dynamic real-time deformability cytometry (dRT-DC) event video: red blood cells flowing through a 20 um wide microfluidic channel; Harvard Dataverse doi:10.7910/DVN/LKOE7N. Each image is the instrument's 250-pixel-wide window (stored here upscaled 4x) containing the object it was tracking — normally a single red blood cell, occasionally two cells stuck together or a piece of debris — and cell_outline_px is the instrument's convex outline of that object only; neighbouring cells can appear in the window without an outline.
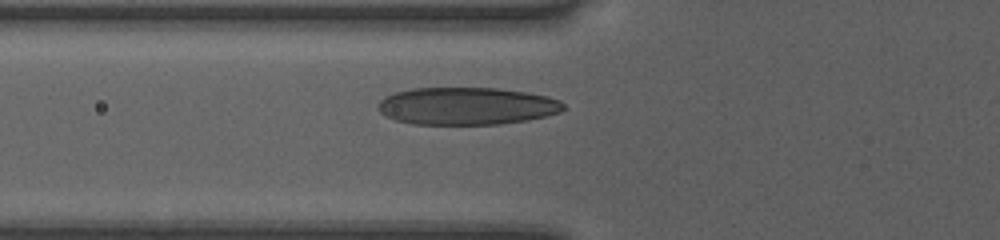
{"species": "human", "species_latin": "Homo sapiens", "temperature_condition": "room temperature", "stored_images_in_passage": 27, "camera_frame_rate_fps": 3000, "um_per_image_px": 0.085, "donor": {"sex": "female"}, "frame": {"image": 1, "passage_image": 3, "time_ms": 0.667, "image_size_px": [1000, 240], "cell_outline_px": [[564, 108], [560, 112], [528, 120], [500, 124], [412, 124], [396, 120], [380, 112], [376, 108], [376, 104], [384, 96], [396, 92], [412, 88], [496, 88], [528, 92], [548, 96], [560, 100], [564, 104]], "centroid_in_image_um": [39.66, 9.01], "position_along_channel_um": 86.1, "area_um2": 40.63}}
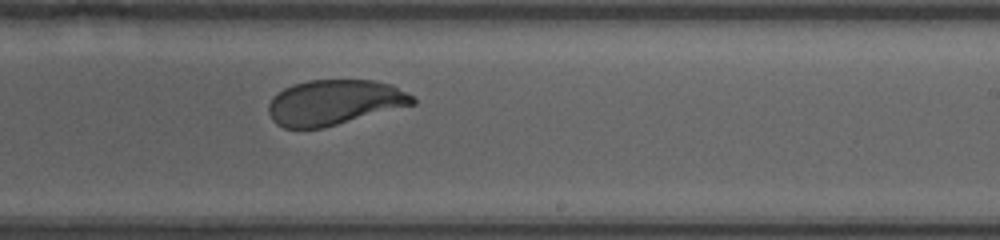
{"frame": {"image": 2, "passage_image": 16, "time_ms": 5.0, "image_size_px": [1000, 240], "cell_outline_px": [[416, 104], [324, 128], [284, 128], [276, 124], [272, 120], [268, 112], [268, 104], [272, 96], [284, 88], [292, 84], [308, 80], [376, 80], [392, 84], [416, 96]], "centroid_in_image_um": [28.44, 8.7], "position_along_channel_um": 260.6, "area_um2": 38.55}}
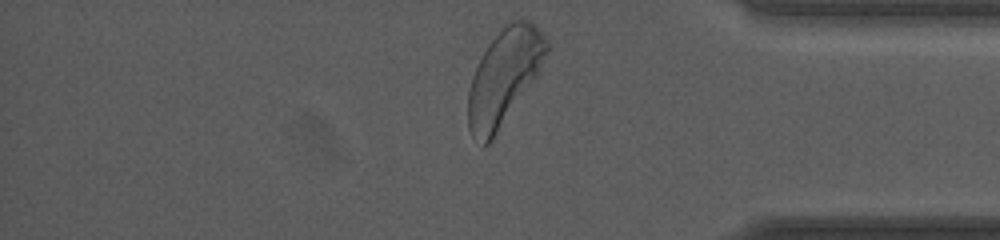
{"frame": {"image": 3, "passage_image": 27, "time_ms": 8.667, "image_size_px": [1000, 240], "cell_outline_px": [[552, 44], [536, 76], [492, 140], [484, 148], [472, 136], [468, 128], [468, 92], [472, 76], [488, 44], [512, 20], [528, 20], [536, 24], [540, 28]], "centroid_in_image_um": [42.87, 6.54], "position_along_channel_um": 392.3, "area_um2": 43.35}, "authors_computed_cell_mechanics": {"area_um2": 39.2462, "velocity_mm_per_s": 4.0043, "shape_relaxation_time_tau1_ms": 1.9275, "shape_relaxation_time_tau2_ms": null, "deformation_change_tau1": 0.1308, "deformation_change_tau2": null}}